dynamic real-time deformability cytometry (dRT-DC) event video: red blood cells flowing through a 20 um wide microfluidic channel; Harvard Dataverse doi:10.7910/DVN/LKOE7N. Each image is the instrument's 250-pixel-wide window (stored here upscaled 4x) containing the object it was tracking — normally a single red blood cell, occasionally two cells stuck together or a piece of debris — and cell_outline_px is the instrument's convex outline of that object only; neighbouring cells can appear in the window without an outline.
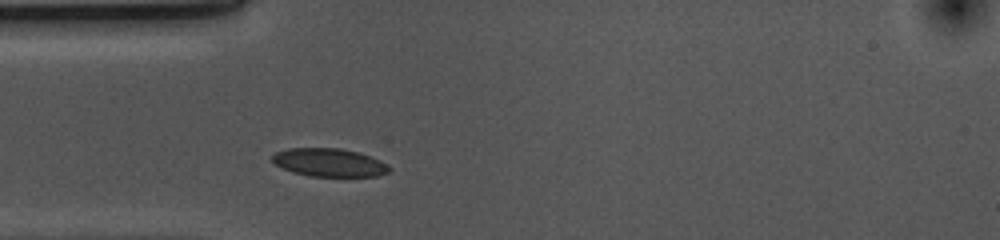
{"species": "common noctule bat (a hibernating species)", "species_latin": "Nyctalus noctula", "temperature_condition": "cold", "stored_images_in_passage": 19, "camera_frame_rate_fps": 3000, "um_per_image_px": 0.085, "animal": {"sex": "female", "body_mass_g": 10.0, "forearm_length_mm": 53.1}, "frame": {"image": 1, "passage_image": 6, "time_ms": 1.667, "image_size_px": [1000, 240], "cell_outline_px": [[392, 168], [388, 172], [376, 176], [312, 176], [292, 172], [276, 164], [272, 160], [272, 156], [276, 152], [288, 148], [340, 148], [356, 152], [368, 156]], "centroid_in_image_um": [27.94, 13.81], "position_along_channel_um": 57.1, "area_um2": 18.79}}
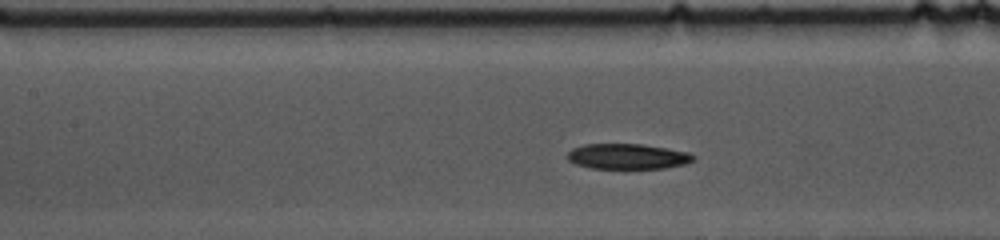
{"frame": {"image": 2, "passage_image": 11, "time_ms": 3.333, "image_size_px": [1000, 240], "cell_outline_px": [[696, 156], [692, 160], [684, 164], [664, 168], [592, 168], [576, 164], [568, 160], [568, 152], [572, 148], [584, 144], [640, 144], [688, 152]], "centroid_in_image_um": [53.31, 13.29], "position_along_channel_um": 154.1, "area_um2": 18.38}}